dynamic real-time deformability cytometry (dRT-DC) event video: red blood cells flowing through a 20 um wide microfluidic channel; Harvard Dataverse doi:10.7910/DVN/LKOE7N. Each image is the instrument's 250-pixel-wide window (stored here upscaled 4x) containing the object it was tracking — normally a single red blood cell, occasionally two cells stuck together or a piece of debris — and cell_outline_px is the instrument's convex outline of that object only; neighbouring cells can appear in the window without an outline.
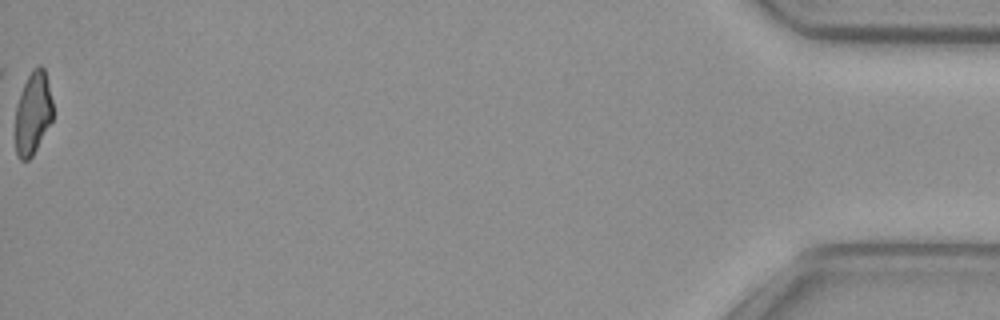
{"species": "common noctule bat (a hibernating species)", "species_latin": "Nyctalus noctula", "temperature_condition": "cold", "stored_images_in_passage": 53, "camera_frame_rate_fps": 3000, "um_per_image_px": 0.085, "animal": {"sex": "female", "body_mass_g": 29.2, "forearm_length_mm": 56.3}, "frame": {"image": 1, "passage_image": 53, "time_ms": 17.333, "image_size_px": [1000, 320], "cell_outline_px": [[52, 120], [32, 156], [28, 160], [20, 160], [16, 152], [16, 104], [20, 92], [32, 68], [40, 64], [44, 68], [52, 100]], "centroid_in_image_um": [2.79, 9.59], "position_along_channel_um": 432.4, "area_um2": 17.92}}